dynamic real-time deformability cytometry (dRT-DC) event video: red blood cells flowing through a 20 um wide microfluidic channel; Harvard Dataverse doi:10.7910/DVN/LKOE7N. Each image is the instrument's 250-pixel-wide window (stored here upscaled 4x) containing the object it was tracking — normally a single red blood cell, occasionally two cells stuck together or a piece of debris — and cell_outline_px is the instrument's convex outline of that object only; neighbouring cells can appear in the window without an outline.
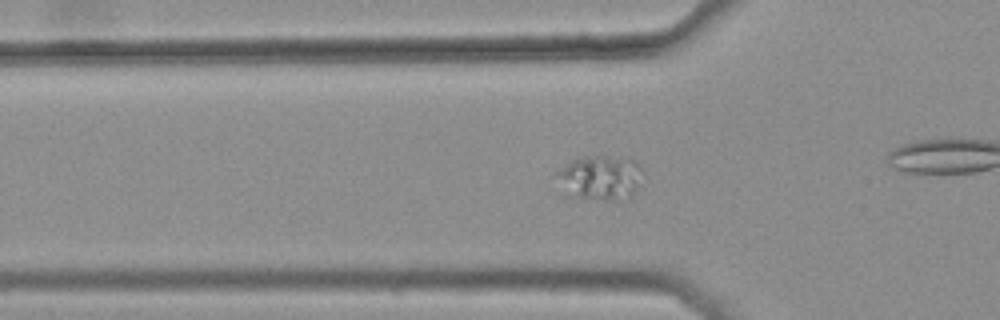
{"species": "common noctule bat (a hibernating species)", "species_latin": "Nyctalus noctula", "temperature_condition": "warm", "stored_images_in_passage": 48, "camera_frame_rate_fps": 3000, "um_per_image_px": 0.085, "animal": {"sex": "female", "body_mass_g": 25.1}, "frame": {"image": 1, "passage_image": 18, "time_ms": 5.667, "image_size_px": [1000, 320], "cell_outline_px": [[640, 168], [636, 188], [632, 192], [608, 200], [604, 200], [580, 196], [552, 172], [572, 160], [580, 156], [604, 156], [632, 160], [640, 164]], "centroid_in_image_um": [51.01, 15.0], "position_along_channel_um": 74.8, "area_um2": 20.46}}
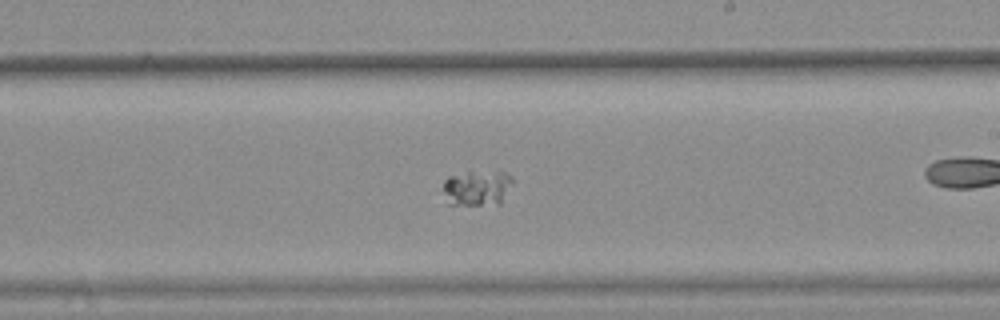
{"frame": {"image": 2, "passage_image": 32, "time_ms": 10.333, "image_size_px": [1000, 320], "cell_outline_px": [[512, 184], [500, 204], [448, 204], [444, 192], [444, 180], [448, 176], [468, 168], [504, 172], [512, 176]], "centroid_in_image_um": [40.54, 15.89], "position_along_channel_um": 248.5, "area_um2": 14.91}}
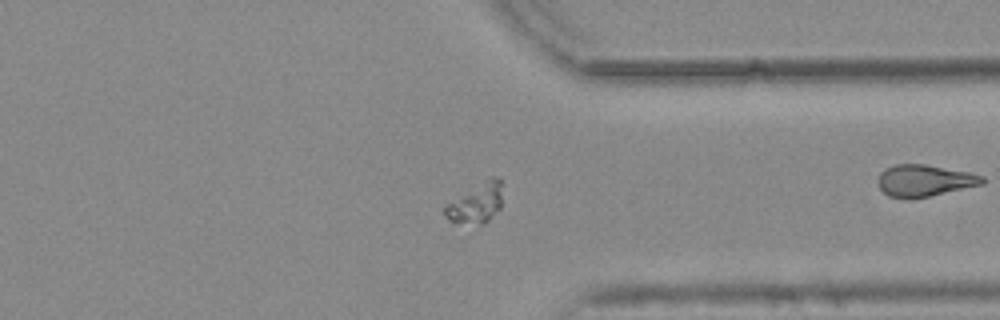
{"frame": {"image": 3, "passage_image": 42, "time_ms": 13.667, "image_size_px": [1000, 320], "cell_outline_px": [[500, 208], [484, 224], [456, 224], [448, 220], [444, 216], [444, 204], [492, 176], [496, 176], [500, 180]], "centroid_in_image_um": [40.39, 17.31], "position_along_channel_um": 371.0, "area_um2": 13.29}}